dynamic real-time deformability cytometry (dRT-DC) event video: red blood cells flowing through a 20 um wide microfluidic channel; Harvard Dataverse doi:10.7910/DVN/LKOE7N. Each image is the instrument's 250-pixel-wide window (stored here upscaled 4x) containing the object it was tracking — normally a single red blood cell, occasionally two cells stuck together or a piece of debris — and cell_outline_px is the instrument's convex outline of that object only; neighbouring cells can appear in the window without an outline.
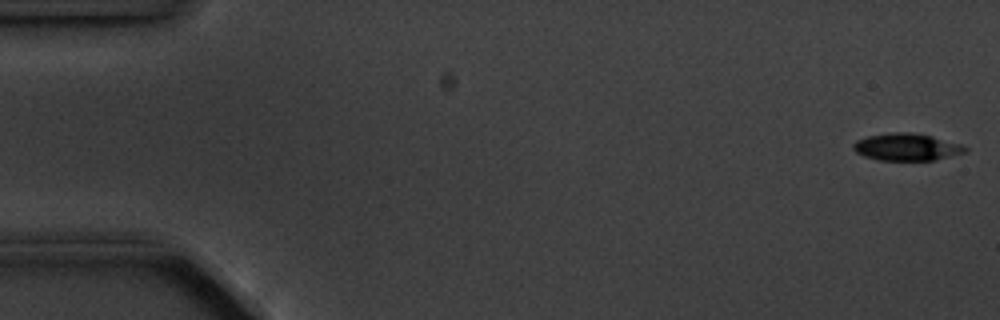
{"species": "common noctule bat (a hibernating species)", "species_latin": "Nyctalus noctula", "temperature_condition": "cold", "stored_images_in_passage": 5, "camera_frame_rate_fps": 3000, "um_per_image_px": 0.085, "animal": {"sex": "male", "body_mass_g": 20.1, "forearm_length_mm": 53.5}, "frame": {"image": 1, "passage_image": 1, "time_ms": 0.0, "image_size_px": [1000, 320], "cell_outline_px": [[968, 152], [936, 160], [880, 160], [864, 156], [856, 152], [852, 148], [852, 144], [856, 140], [868, 136], [892, 132], [912, 132], [932, 136], [960, 144], [968, 148]], "centroid_in_image_um": [77.07, 12.49], "position_along_channel_um": 7.9, "area_um2": 17.8}}
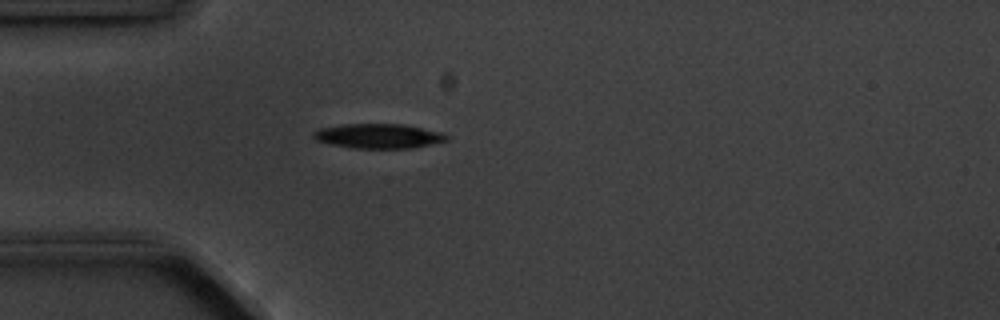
{"frame": {"image": 2, "passage_image": 5, "time_ms": 4.667, "image_size_px": [1000, 320], "cell_outline_px": [[448, 140], [416, 148], [352, 148], [332, 144], [316, 140], [312, 136], [312, 132], [320, 128], [344, 124], [404, 124], [440, 132], [448, 136]], "centroid_in_image_um": [32.17, 11.56], "position_along_channel_um": 52.8, "area_um2": 19.07}}